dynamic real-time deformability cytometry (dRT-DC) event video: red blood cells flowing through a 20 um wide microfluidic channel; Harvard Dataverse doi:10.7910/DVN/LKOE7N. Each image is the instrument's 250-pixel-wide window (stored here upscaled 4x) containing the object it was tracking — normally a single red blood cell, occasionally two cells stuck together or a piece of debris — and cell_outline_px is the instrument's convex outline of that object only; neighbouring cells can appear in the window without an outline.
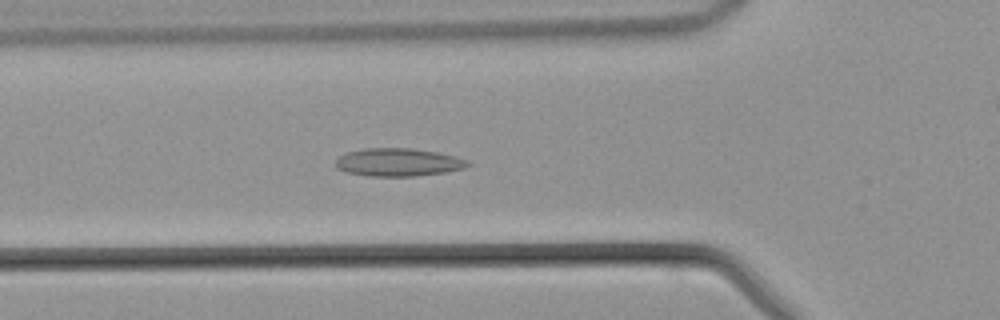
{"species": "common noctule bat (a hibernating species)", "species_latin": "Nyctalus noctula", "temperature_condition": "warm", "stored_images_in_passage": 37, "camera_frame_rate_fps": 3000, "um_per_image_px": 0.085, "animal": {"sex": "male", "body_mass_g": 21.5, "forearm_length_mm": 52.0}, "frame": {"image": 1, "passage_image": 14, "time_ms": 4.333, "image_size_px": [1000, 320], "cell_outline_px": [[472, 164], [464, 168], [444, 172], [416, 176], [368, 176], [348, 172], [336, 168], [336, 160], [344, 152], [364, 148], [412, 148], [436, 152], [456, 156], [468, 160]], "centroid_in_image_um": [33.85, 13.78], "position_along_channel_um": 92.0, "area_um2": 21.62}}
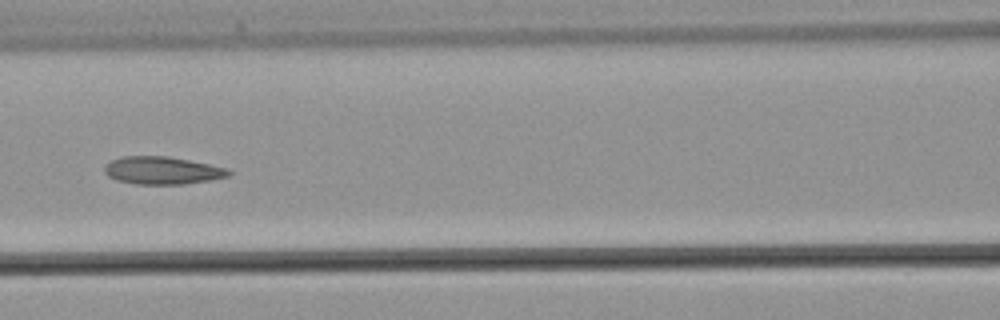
{"frame": {"image": 2, "passage_image": 18, "time_ms": 5.667, "image_size_px": [1000, 320], "cell_outline_px": [[232, 172], [228, 176], [212, 180], [184, 184], [136, 184], [116, 180], [108, 176], [104, 172], [104, 168], [112, 160], [120, 156], [168, 156], [228, 168]], "centroid_in_image_um": [13.8, 14.49], "position_along_channel_um": 152.8, "area_um2": 20.0}}
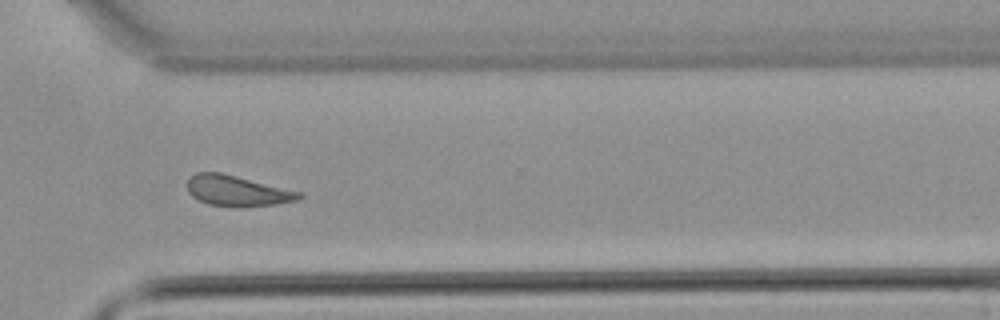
{"frame": {"image": 3, "passage_image": 31, "time_ms": 10.0, "image_size_px": [1000, 320], "cell_outline_px": [[304, 196], [296, 200], [276, 204], [240, 208], [208, 204], [192, 196], [188, 192], [188, 176], [196, 172], [220, 172], [300, 192]], "centroid_in_image_um": [20.12, 16.23], "position_along_channel_um": 350.5, "area_um2": 19.88}}